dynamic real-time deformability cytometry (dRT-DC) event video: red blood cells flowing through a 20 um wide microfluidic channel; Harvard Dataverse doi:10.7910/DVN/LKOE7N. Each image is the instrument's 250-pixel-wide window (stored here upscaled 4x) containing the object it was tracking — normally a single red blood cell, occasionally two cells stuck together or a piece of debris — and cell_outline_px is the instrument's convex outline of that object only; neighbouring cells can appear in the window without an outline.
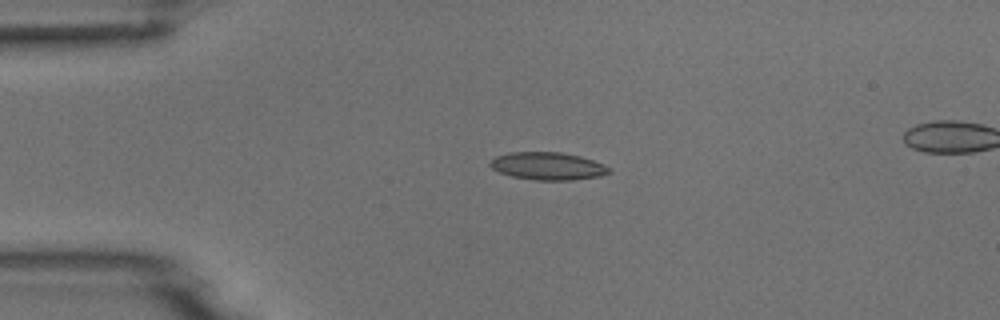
{"species": "common noctule bat (a hibernating species)", "species_latin": "Nyctalus noctula", "temperature_condition": "room temperature", "stored_images_in_passage": 5, "segment_of_instrument_passage": [1, 2], "camera_frame_rate_fps": 3000, "um_per_image_px": 0.085, "animal": {"sex": "male", "body_mass_g": 18.8}, "frame": {"image": 1, "passage_image": 3, "time_ms": 3.333, "image_size_px": [1000, 320], "cell_outline_px": [[612, 172], [600, 176], [572, 180], [536, 180], [512, 176], [500, 172], [492, 168], [488, 164], [496, 156], [512, 152], [560, 152], [580, 156], [604, 164], [612, 168]], "centroid_in_image_um": [46.6, 14.12], "position_along_channel_um": 38.4, "area_um2": 19.13}}